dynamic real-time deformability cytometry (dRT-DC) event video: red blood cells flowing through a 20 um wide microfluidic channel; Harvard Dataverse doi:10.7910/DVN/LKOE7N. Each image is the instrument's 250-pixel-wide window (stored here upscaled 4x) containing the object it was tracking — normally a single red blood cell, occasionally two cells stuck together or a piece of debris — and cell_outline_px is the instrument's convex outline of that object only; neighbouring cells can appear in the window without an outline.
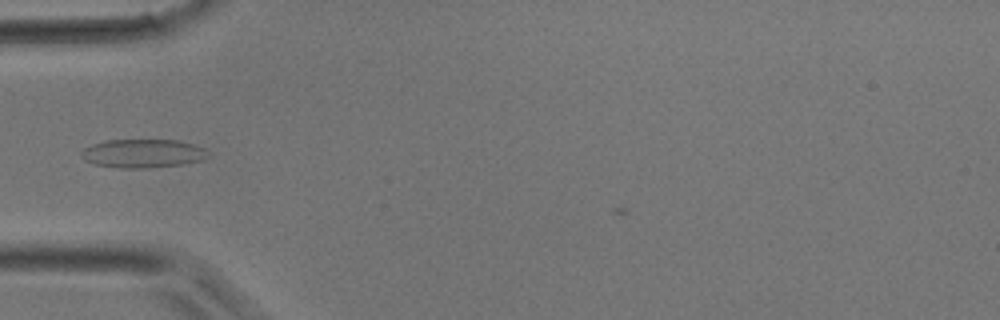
{"species": "common noctule bat (a hibernating species)", "species_latin": "Nyctalus noctula", "temperature_condition": "room temperature", "stored_images_in_passage": 29, "camera_frame_rate_fps": 3000, "um_per_image_px": 0.085, "animal": {"sex": "male", "body_mass_g": 17.9}, "frame": {"image": 1, "passage_image": 3, "time_ms": 0.667, "image_size_px": [1000, 320], "cell_outline_px": [[212, 156], [204, 160], [184, 164], [148, 168], [120, 168], [96, 164], [84, 160], [80, 156], [80, 152], [84, 148], [92, 144], [108, 140], [176, 140], [192, 144], [204, 148]], "centroid_in_image_um": [12.17, 13.05], "position_along_channel_um": 72.8, "area_um2": 21.27}}
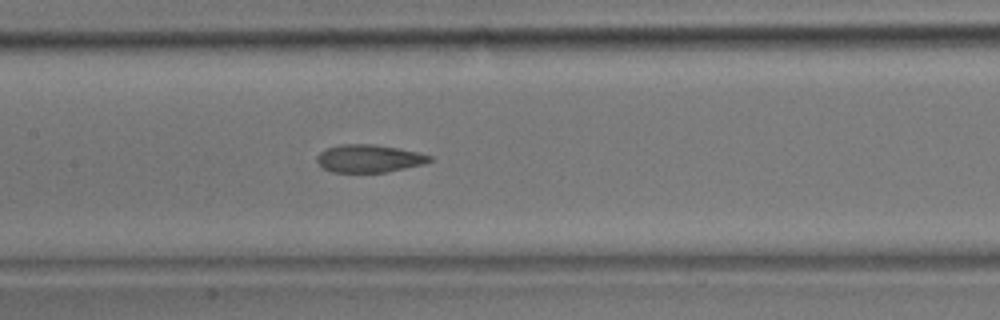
{"frame": {"image": 2, "passage_image": 9, "time_ms": 2.667, "image_size_px": [1000, 320], "cell_outline_px": [[432, 160], [424, 164], [384, 172], [332, 172], [324, 168], [316, 160], [316, 156], [324, 148], [340, 144], [372, 144], [396, 148], [416, 152], [432, 156]], "centroid_in_image_um": [31.32, 13.46], "position_along_channel_um": 176.1, "area_um2": 18.09}}
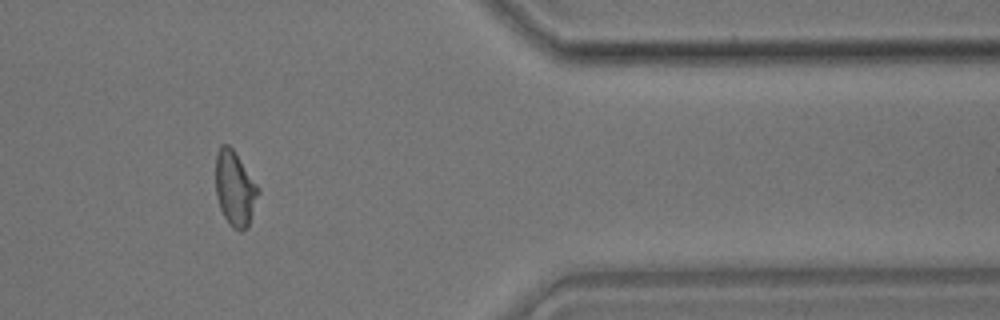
{"frame": {"image": 3, "passage_image": 23, "time_ms": 7.333, "image_size_px": [1000, 320], "cell_outline_px": [[260, 192], [248, 228], [240, 232], [232, 228], [224, 216], [220, 208], [216, 196], [216, 156], [220, 144], [228, 144], [232, 148], [260, 188]], "centroid_in_image_um": [19.98, 16.05], "position_along_channel_um": 391.4, "area_um2": 18.73}}